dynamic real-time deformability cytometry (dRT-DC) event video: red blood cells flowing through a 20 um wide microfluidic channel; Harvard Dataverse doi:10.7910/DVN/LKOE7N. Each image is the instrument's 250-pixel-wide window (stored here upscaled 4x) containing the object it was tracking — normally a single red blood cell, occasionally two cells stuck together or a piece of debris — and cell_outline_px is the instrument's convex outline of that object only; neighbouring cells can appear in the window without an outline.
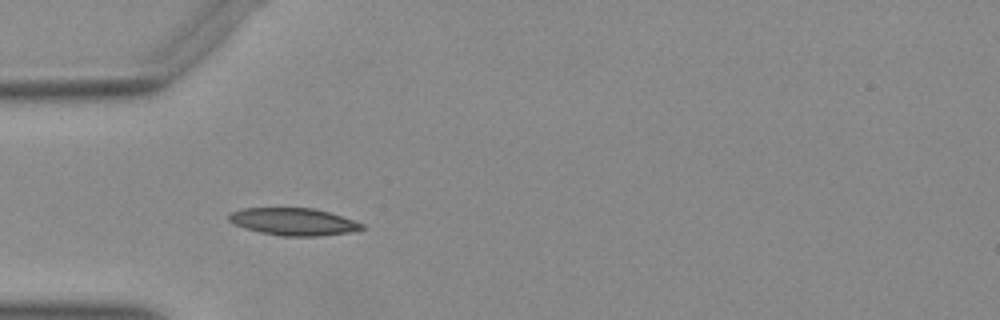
{"species": "Egyptian fruit bat (a non-hibernating species)", "species_latin": "Rousettus aegyptiacus", "temperature_condition": "warm", "stored_images_in_passage": 23, "camera_frame_rate_fps": 3000, "um_per_image_px": 0.085, "animal": {"sex": "female"}, "frame": {"image": 1, "passage_image": 4, "time_ms": 1.0, "image_size_px": [1000, 320], "cell_outline_px": [[364, 228], [348, 232], [316, 236], [284, 236], [260, 232], [244, 228], [228, 220], [228, 216], [232, 212], [244, 208], [312, 208], [328, 212], [364, 224]], "centroid_in_image_um": [24.92, 18.84], "position_along_channel_um": 60.1, "area_um2": 20.75}}